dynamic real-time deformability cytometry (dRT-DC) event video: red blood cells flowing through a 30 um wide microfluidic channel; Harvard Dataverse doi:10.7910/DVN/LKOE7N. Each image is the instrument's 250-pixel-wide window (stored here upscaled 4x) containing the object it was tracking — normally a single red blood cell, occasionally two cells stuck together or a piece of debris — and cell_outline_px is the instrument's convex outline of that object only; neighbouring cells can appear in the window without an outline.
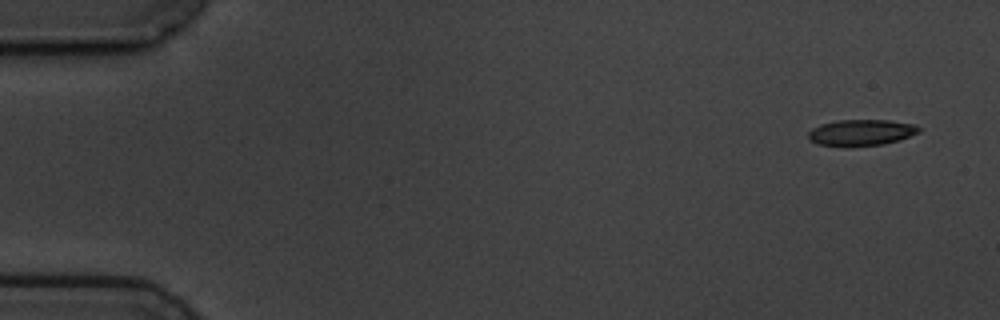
{"species": "common noctule bat (a hibernating species)", "species_latin": "Nyctalus noctula", "temperature_condition": "cold", "stored_images_in_passage": 5, "camera_frame_rate_fps": 3000, "um_per_image_px": 0.085, "animal": {"sex": "male", "body_mass_g": 19.5, "forearm_length_mm": 54.6}, "frame": {"image": 1, "passage_image": 1, "time_ms": 0.0, "image_size_px": [1000, 320], "cell_outline_px": [[920, 132], [900, 140], [884, 144], [816, 144], [808, 140], [808, 132], [812, 128], [820, 124], [836, 120], [888, 120], [916, 124], [920, 128]], "centroid_in_image_um": [73.23, 11.22], "position_along_channel_um": 11.8, "area_um2": 16.47}}
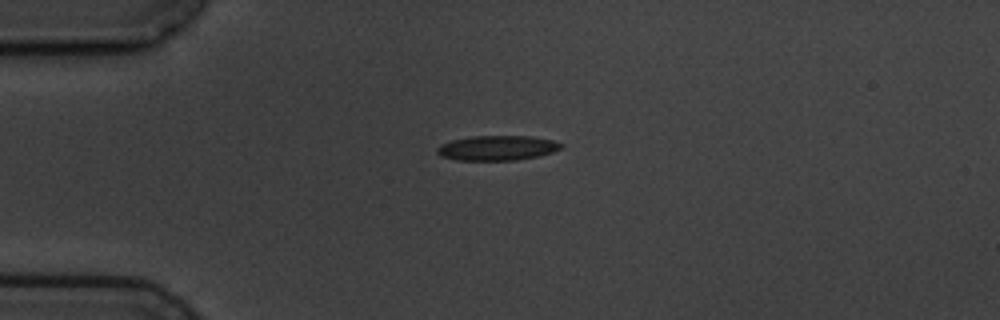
{"frame": {"image": 2, "passage_image": 4, "time_ms": 3.667, "image_size_px": [1000, 320], "cell_outline_px": [[564, 148], [552, 152], [536, 156], [516, 160], [456, 160], [440, 156], [436, 152], [436, 148], [440, 144], [452, 140], [472, 136], [528, 136], [552, 140], [564, 144]], "centroid_in_image_um": [42.24, 12.57], "position_along_channel_um": 42.8, "area_um2": 17.98}}